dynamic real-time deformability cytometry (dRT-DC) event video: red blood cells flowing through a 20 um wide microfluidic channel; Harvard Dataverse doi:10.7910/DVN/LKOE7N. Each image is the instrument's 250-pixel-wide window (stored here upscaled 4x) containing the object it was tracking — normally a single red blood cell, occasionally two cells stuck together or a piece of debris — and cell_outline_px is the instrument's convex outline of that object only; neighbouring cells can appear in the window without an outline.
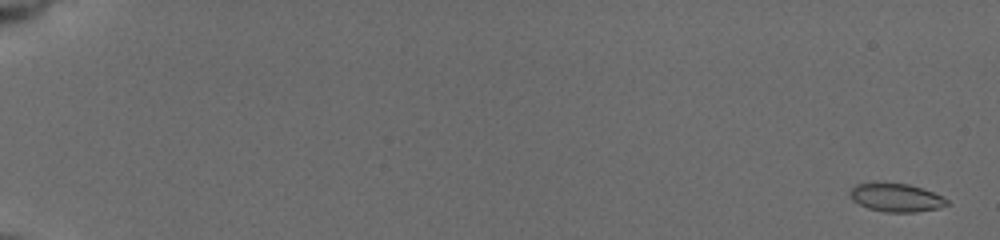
{"species": "common noctule bat (a hibernating species)", "species_latin": "Nyctalus noctula", "temperature_condition": "cold", "stored_images_in_passage": 58, "camera_frame_rate_fps": 3000, "um_per_image_px": 0.085, "animal": {"sex": "female", "body_mass_g": 19.5, "forearm_length_mm": 54.1}, "frame": {"image": 1, "passage_image": 2, "time_ms": 0.333, "image_size_px": [1000, 240], "cell_outline_px": [[948, 204], [936, 208], [912, 212], [888, 212], [868, 208], [852, 200], [852, 188], [856, 184], [908, 184], [932, 192], [948, 200]], "centroid_in_image_um": [76.18, 16.81], "position_along_channel_um": 8.8, "area_um2": 15.2}}
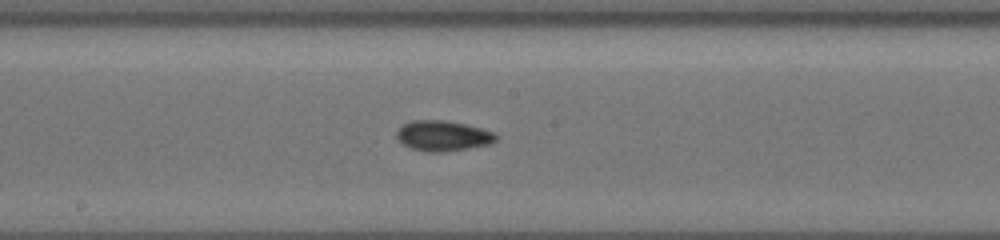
{"frame": {"image": 2, "passage_image": 34, "time_ms": 11.0, "image_size_px": [1000, 240], "cell_outline_px": [[496, 140], [488, 144], [440, 152], [428, 152], [408, 148], [396, 136], [396, 132], [404, 124], [412, 120], [444, 120], [464, 124], [480, 128], [492, 132], [496, 136]], "centroid_in_image_um": [37.59, 11.54], "position_along_channel_um": 210.6, "area_um2": 17.17}}
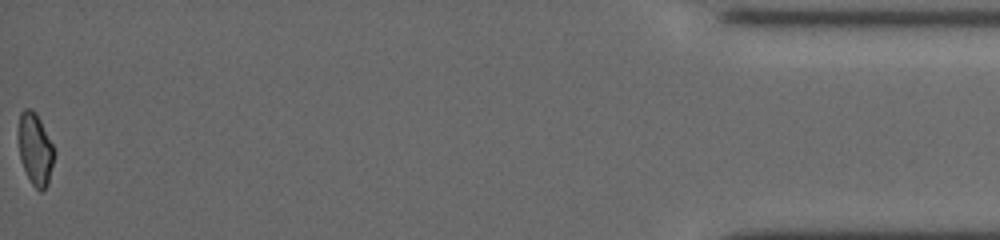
{"frame": {"image": 3, "passage_image": 58, "time_ms": 19.0, "image_size_px": [1000, 240], "cell_outline_px": [[52, 164], [48, 184], [40, 192], [32, 184], [20, 160], [16, 132], [20, 112], [24, 108], [32, 108], [36, 112], [52, 144]], "centroid_in_image_um": [2.92, 12.61], "position_along_channel_um": 432.3, "area_um2": 14.97}, "authors_computed_cell_mechanics": {"area_um2": 15.8372, "velocity_mm_per_s": 3.7731, "shape_relaxation_time_tau1_ms": 6.9043, "shape_relaxation_time_tau2_ms": 3.5444, "deformation_change_tau1": 0.1146, "deformation_change_tau2": 0.0792}}